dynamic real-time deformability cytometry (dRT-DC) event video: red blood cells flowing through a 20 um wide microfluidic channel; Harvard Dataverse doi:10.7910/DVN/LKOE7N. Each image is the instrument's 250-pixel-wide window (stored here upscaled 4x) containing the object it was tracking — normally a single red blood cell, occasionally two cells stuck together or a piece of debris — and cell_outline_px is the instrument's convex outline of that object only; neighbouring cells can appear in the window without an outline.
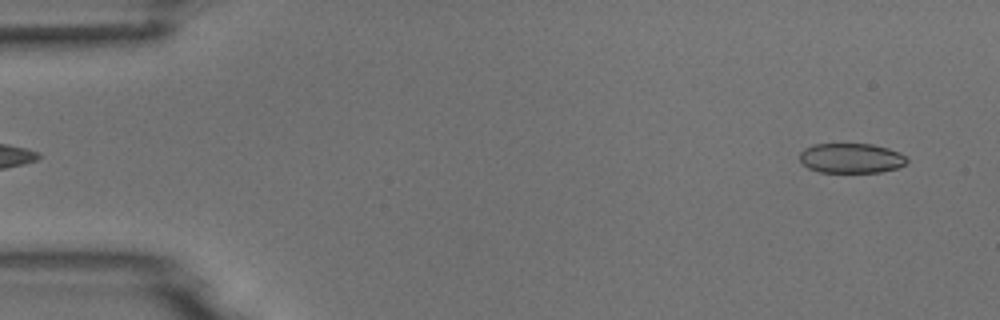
{"species": "common noctule bat (a hibernating species)", "species_latin": "Nyctalus noctula", "temperature_condition": "room temperature", "stored_images_in_passage": 5, "segment_of_instrument_passage": [2, 2], "camera_frame_rate_fps": 3000, "um_per_image_px": 0.085, "animal": {"sex": "male", "body_mass_g": 18.8}, "frame": {"image": 1, "passage_image": 5, "time_ms": 4.667, "image_size_px": [1000, 320], "cell_outline_px": [[908, 164], [900, 168], [880, 172], [820, 172], [808, 168], [800, 160], [800, 152], [804, 148], [812, 144], [872, 144], [888, 148], [900, 152], [908, 160]], "centroid_in_image_um": [72.38, 13.44], "position_along_channel_um": 12.6, "area_um2": 18.84}}